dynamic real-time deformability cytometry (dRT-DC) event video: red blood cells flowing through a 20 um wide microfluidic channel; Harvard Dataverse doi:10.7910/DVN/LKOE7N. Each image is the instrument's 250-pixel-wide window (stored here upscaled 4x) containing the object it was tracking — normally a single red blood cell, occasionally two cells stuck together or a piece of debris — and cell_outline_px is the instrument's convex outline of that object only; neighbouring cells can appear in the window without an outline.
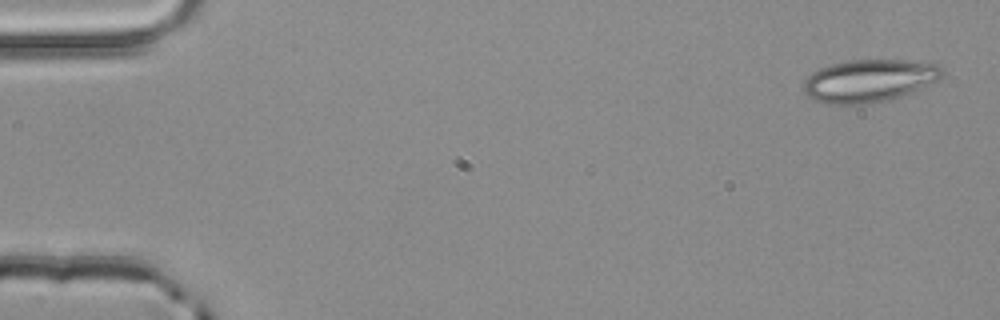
{"species": "common noctule bat (a hibernating species)", "species_latin": "Nyctalus noctula", "temperature_condition": "room temperature", "stored_images_in_passage": 3, "camera_frame_rate_fps": 3000, "um_per_image_px": 0.085, "animal": {"sex": "male", "body_mass_g": 20.4}, "frame": {"image": 1, "passage_image": 1, "time_ms": 0.0, "image_size_px": [1000, 320], "cell_outline_px": [[944, 72], [936, 80], [908, 92], [884, 100], [864, 104], [828, 104], [816, 100], [808, 96], [804, 92], [804, 80], [812, 72], [820, 68], [832, 64], [848, 60], [904, 60], [936, 64]], "centroid_in_image_um": [73.79, 6.84], "position_along_channel_um": 11.2, "area_um2": 33.58}}